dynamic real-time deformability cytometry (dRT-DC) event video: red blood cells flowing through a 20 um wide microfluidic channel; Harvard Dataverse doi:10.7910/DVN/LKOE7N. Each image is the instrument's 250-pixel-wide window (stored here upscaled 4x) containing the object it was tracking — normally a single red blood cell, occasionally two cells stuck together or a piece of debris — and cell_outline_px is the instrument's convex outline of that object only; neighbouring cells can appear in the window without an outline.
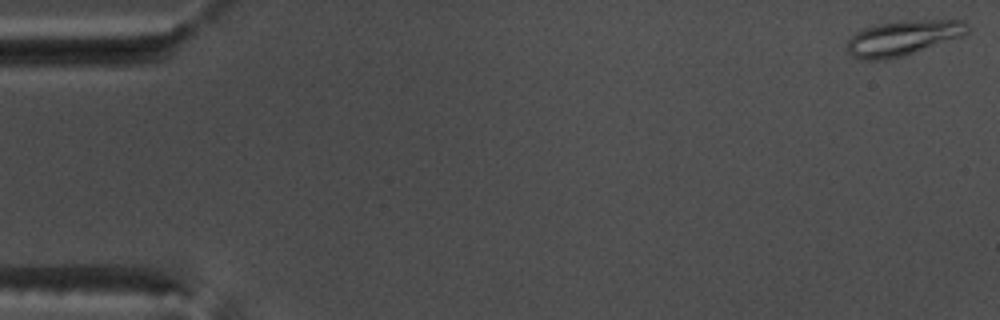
{"species": "common noctule bat (a hibernating species)", "species_latin": "Nyctalus noctula", "temperature_condition": "warm", "stored_images_in_passage": 54, "camera_frame_rate_fps": 3000, "um_per_image_px": 0.085, "animal": {"sex": "male", "body_mass_g": 17.5, "forearm_length_mm": 52.3}, "frame": {"image": 1, "passage_image": 1, "time_ms": 0.0, "image_size_px": [1000, 320], "cell_outline_px": [[968, 32], [964, 36], [900, 56], [884, 60], [864, 60], [852, 56], [848, 52], [848, 40], [856, 32], [864, 28], [880, 24], [904, 20], [964, 20], [968, 24]], "centroid_in_image_um": [76.77, 3.21], "position_along_channel_um": 8.2, "area_um2": 24.28}}
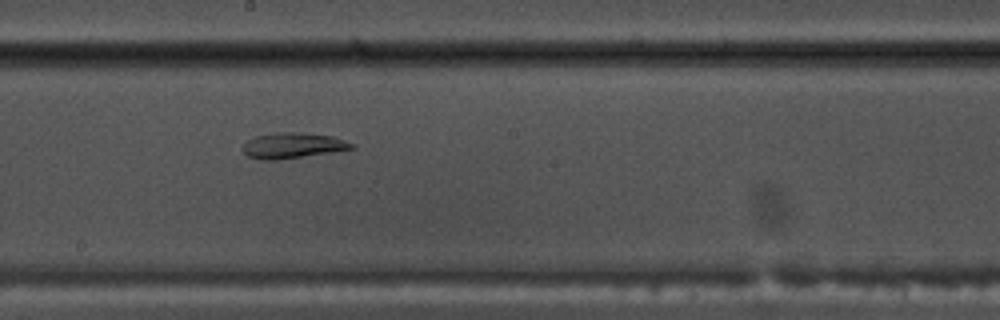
{"frame": {"image": 2, "passage_image": 30, "time_ms": 9.667, "image_size_px": [1000, 320], "cell_outline_px": [[356, 148], [332, 152], [276, 160], [260, 160], [248, 156], [240, 148], [248, 140], [256, 136], [276, 132], [300, 132], [332, 136], [356, 144]], "centroid_in_image_um": [24.88, 12.37], "position_along_channel_um": 223.3, "area_um2": 16.3}}
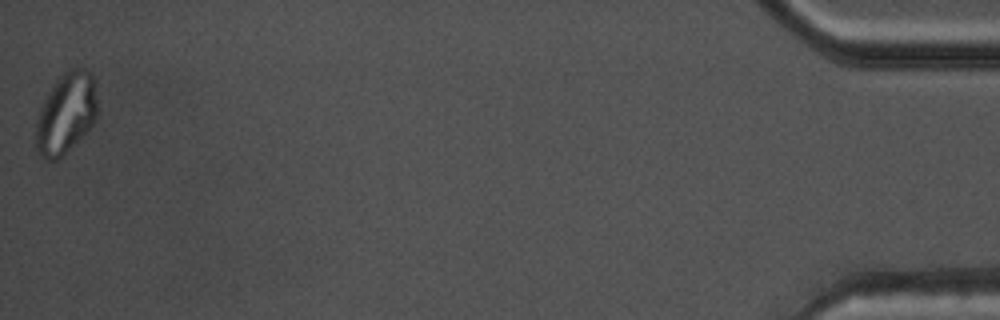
{"frame": {"image": 3, "passage_image": 54, "time_ms": 17.667, "image_size_px": [1000, 320], "cell_outline_px": [[96, 120], [52, 164], [44, 160], [40, 156], [36, 148], [36, 120], [40, 108], [48, 92], [56, 80], [68, 68], [88, 68], [92, 72], [96, 100]], "centroid_in_image_um": [5.58, 9.61], "position_along_channel_um": 429.6, "area_um2": 28.67}, "authors_computed_cell_mechanics": {"area_um2": 22.3975, "velocity_mm_per_s": 3.758, "shape_relaxation_time_tau1_ms": null, "shape_relaxation_time_tau2_ms": 4.5782, "deformation_change_tau1": null, "deformation_change_tau2": 0.0774}}